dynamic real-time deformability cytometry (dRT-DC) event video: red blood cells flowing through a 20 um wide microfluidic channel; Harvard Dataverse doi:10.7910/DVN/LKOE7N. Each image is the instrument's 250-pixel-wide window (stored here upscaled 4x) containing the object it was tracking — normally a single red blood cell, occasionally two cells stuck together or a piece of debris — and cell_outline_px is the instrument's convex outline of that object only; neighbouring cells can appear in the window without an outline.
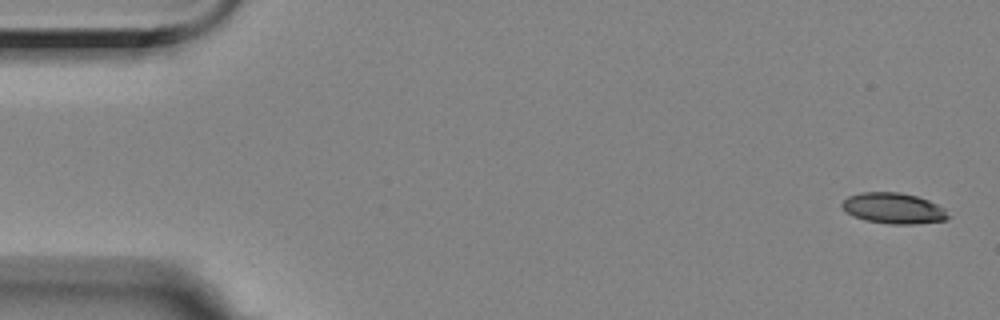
{"species": "Egyptian fruit bat (a non-hibernating species)", "species_latin": "Rousettus aegyptiacus", "temperature_condition": "room temperature", "stored_images_in_passage": 32, "camera_frame_rate_fps": 3000, "um_per_image_px": 0.085, "animal": {"sex": "female"}, "frame": {"image": 1, "passage_image": 1, "time_ms": 0.0, "image_size_px": [1000, 320], "cell_outline_px": [[948, 216], [944, 220], [912, 224], [888, 224], [864, 220], [852, 216], [840, 204], [848, 196], [860, 192], [900, 192], [916, 196], [928, 200], [944, 208]], "centroid_in_image_um": [75.9, 17.7], "position_along_channel_um": 9.1, "area_um2": 18.9}}
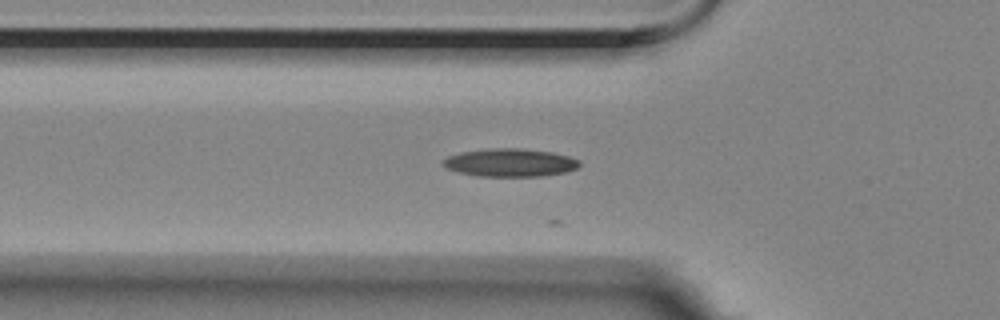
{"frame": {"image": 2, "passage_image": 18, "time_ms": 5.667, "image_size_px": [1000, 320], "cell_outline_px": [[580, 164], [576, 168], [568, 172], [544, 176], [480, 176], [460, 172], [448, 168], [444, 164], [444, 160], [448, 156], [460, 152], [488, 148], [524, 148], [552, 152], [568, 156], [580, 160]], "centroid_in_image_um": [43.41, 13.81], "position_along_channel_um": 82.4, "area_um2": 22.25}}
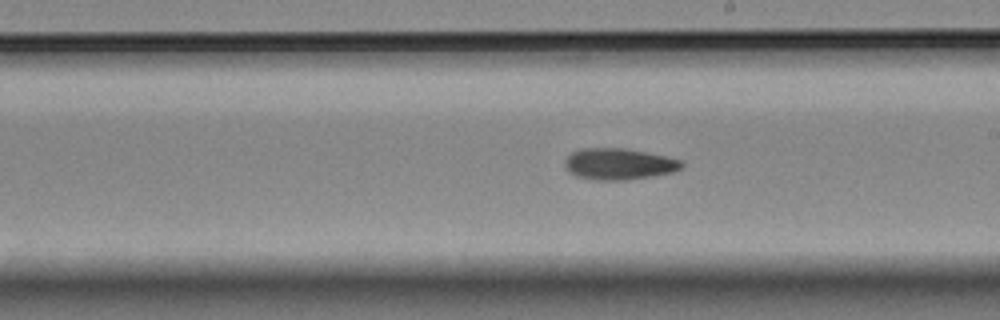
{"frame": {"image": 3, "passage_image": 31, "time_ms": 10.0, "image_size_px": [1000, 320], "cell_outline_px": [[684, 164], [680, 168], [672, 172], [652, 176], [624, 180], [592, 180], [576, 176], [568, 172], [564, 168], [564, 160], [572, 152], [580, 148], [624, 148], [664, 156], [680, 160]], "centroid_in_image_um": [52.53, 13.94], "position_along_channel_um": 236.5, "area_um2": 21.33}}